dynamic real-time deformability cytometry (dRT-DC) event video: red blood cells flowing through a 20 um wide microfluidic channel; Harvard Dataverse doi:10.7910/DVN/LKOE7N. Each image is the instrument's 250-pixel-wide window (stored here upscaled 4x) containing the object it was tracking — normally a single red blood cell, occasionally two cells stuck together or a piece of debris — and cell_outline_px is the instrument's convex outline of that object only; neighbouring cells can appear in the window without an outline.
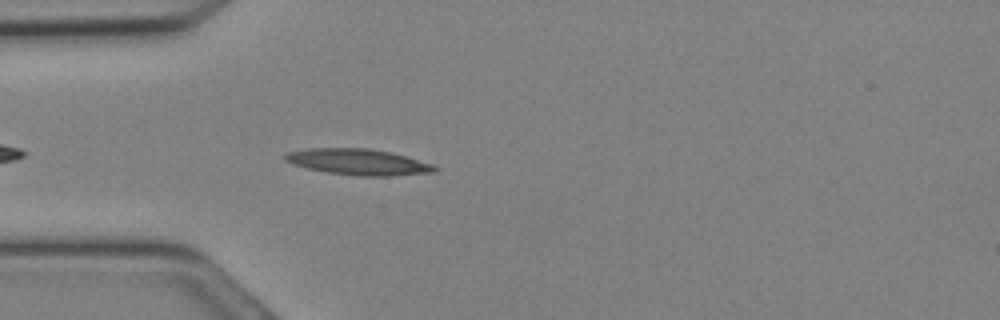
{"species": "Egyptian fruit bat (a non-hibernating species)", "species_latin": "Rousettus aegyptiacus", "temperature_condition": "cold", "stored_images_in_passage": 9, "camera_frame_rate_fps": 3000, "um_per_image_px": 0.085, "animal": {"sex": "female"}, "frame": {"image": 1, "passage_image": 3, "time_ms": 0.667, "image_size_px": [1000, 320], "cell_outline_px": [[440, 168], [436, 172], [392, 176], [360, 176], [328, 172], [308, 168], [292, 164], [284, 160], [284, 152], [308, 148], [368, 148], [392, 152], [432, 164]], "centroid_in_image_um": [30.45, 13.76], "position_along_channel_um": 54.5, "area_um2": 22.83}}
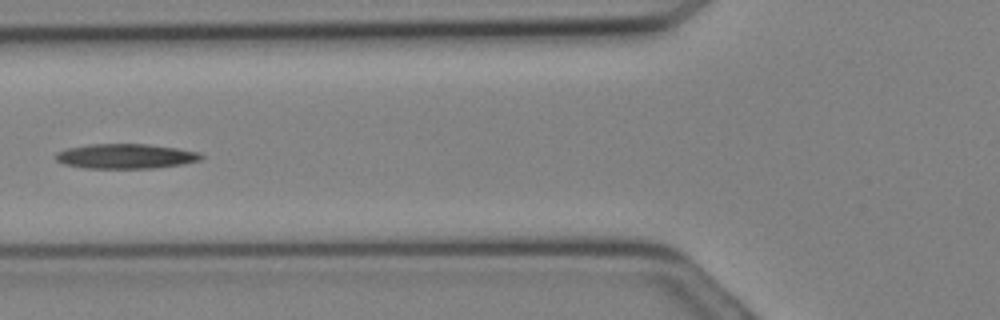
{"frame": {"image": 2, "passage_image": 6, "time_ms": 1.667, "image_size_px": [1000, 320], "cell_outline_px": [[204, 156], [200, 160], [184, 164], [152, 168], [84, 168], [64, 164], [56, 160], [56, 152], [68, 148], [88, 144], [148, 144], [176, 148], [200, 152]], "centroid_in_image_um": [10.69, 13.28], "position_along_channel_um": 115.1, "area_um2": 21.04}}
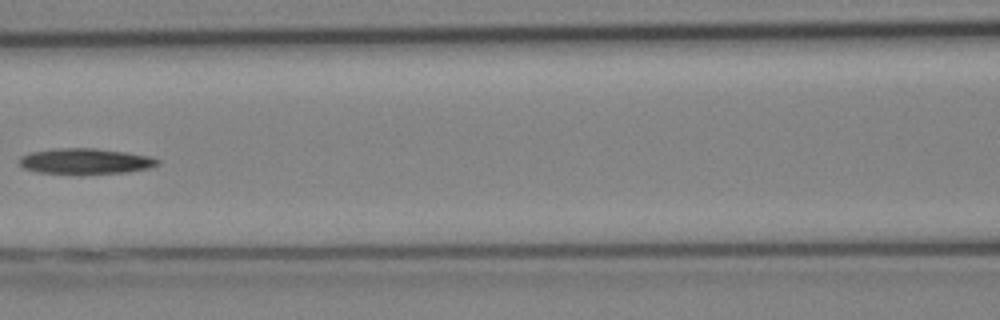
{"frame": {"image": 3, "passage_image": 8, "time_ms": 2.333, "image_size_px": [1000, 320], "cell_outline_px": [[160, 164], [148, 168], [128, 172], [36, 172], [24, 168], [20, 164], [20, 156], [28, 152], [52, 148], [96, 148], [124, 152], [148, 156], [160, 160]], "centroid_in_image_um": [7.23, 13.66], "position_along_channel_um": 159.4, "area_um2": 20.11}}